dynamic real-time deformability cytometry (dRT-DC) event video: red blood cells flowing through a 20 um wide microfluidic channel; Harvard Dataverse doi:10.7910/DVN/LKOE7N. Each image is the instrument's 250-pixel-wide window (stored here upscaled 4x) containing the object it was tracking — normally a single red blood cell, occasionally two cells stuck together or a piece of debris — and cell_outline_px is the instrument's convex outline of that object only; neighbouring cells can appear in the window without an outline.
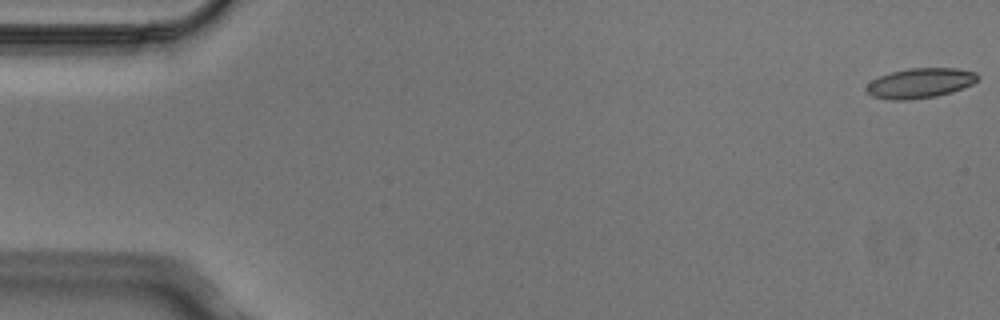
{"species": "Egyptian fruit bat (a non-hibernating species)", "species_latin": "Rousettus aegyptiacus", "temperature_condition": "cold", "stored_images_in_passage": 5, "camera_frame_rate_fps": 3000, "um_per_image_px": 0.085, "animal": {"sex": "male"}, "frame": {"image": 1, "passage_image": 1, "time_ms": 0.0, "image_size_px": [1000, 320], "cell_outline_px": [[980, 76], [972, 84], [952, 92], [936, 96], [912, 100], [892, 100], [872, 96], [864, 88], [872, 80], [880, 76], [892, 72], [908, 68], [956, 68], [976, 72]], "centroid_in_image_um": [78.21, 7.06], "position_along_channel_um": 6.8, "area_um2": 19.42}}
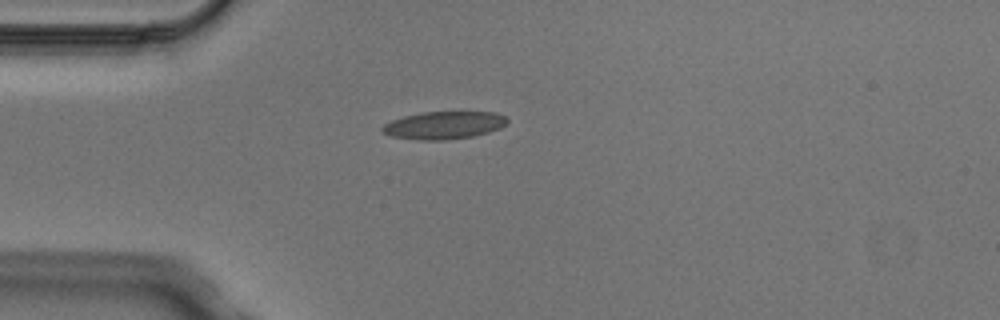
{"frame": {"image": 2, "passage_image": 4, "time_ms": 1.0, "image_size_px": [1000, 320], "cell_outline_px": [[508, 120], [500, 128], [488, 132], [472, 136], [444, 140], [420, 140], [392, 136], [380, 132], [380, 128], [384, 124], [392, 120], [404, 116], [424, 112], [496, 112], [504, 116]], "centroid_in_image_um": [37.69, 10.64], "position_along_channel_um": 47.3, "area_um2": 20.0}}